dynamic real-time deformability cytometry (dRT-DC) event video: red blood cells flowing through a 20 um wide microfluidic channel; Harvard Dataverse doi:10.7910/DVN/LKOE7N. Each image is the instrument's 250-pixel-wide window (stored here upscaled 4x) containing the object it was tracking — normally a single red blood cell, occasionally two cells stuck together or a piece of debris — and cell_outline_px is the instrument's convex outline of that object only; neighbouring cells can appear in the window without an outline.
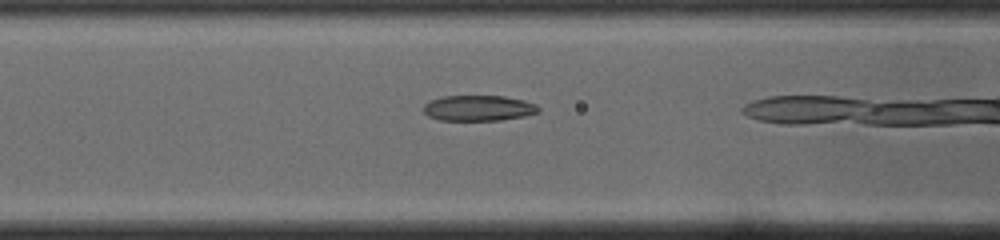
{"species": "common noctule bat (a hibernating species)", "species_latin": "Nyctalus noctula", "temperature_condition": "cold", "stored_images_in_passage": 16, "camera_frame_rate_fps": 3000, "um_per_image_px": 0.085, "animal": {"sex": "male", "body_mass_g": 19.0, "forearm_length_mm": 50.8}, "frame": {"image": 1, "passage_image": 14, "time_ms": 4.333, "image_size_px": [1000, 240], "cell_outline_px": [[540, 112], [524, 116], [500, 120], [440, 120], [428, 116], [424, 112], [424, 104], [432, 100], [444, 96], [504, 96], [524, 100], [536, 104], [540, 108]], "centroid_in_image_um": [40.7, 9.19], "position_along_channel_um": 125.9, "area_um2": 17.11}}